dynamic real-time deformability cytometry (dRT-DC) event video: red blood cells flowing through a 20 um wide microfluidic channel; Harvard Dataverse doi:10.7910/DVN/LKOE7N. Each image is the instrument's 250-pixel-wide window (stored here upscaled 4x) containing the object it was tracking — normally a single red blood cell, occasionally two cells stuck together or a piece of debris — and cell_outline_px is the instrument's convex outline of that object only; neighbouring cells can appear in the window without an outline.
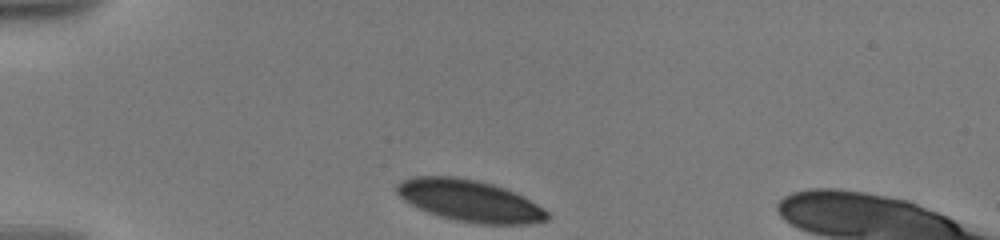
{"species": "human", "species_latin": "Homo sapiens", "temperature_condition": "warm", "stored_images_in_passage": 31, "camera_frame_rate_fps": 3000, "um_per_image_px": 0.085, "donor": {"sex": "male"}, "frame": {"image": 1, "passage_image": 1, "time_ms": 0.0, "image_size_px": [1000, 240], "cell_outline_px": [[548, 220], [532, 224], [480, 224], [456, 220], [440, 216], [428, 212], [404, 200], [396, 192], [396, 184], [412, 176], [452, 176], [476, 180], [492, 184], [504, 188], [524, 196], [544, 208], [548, 212]], "centroid_in_image_um": [39.95, 17.06], "position_along_channel_um": 45.0, "area_um2": 36.41}}
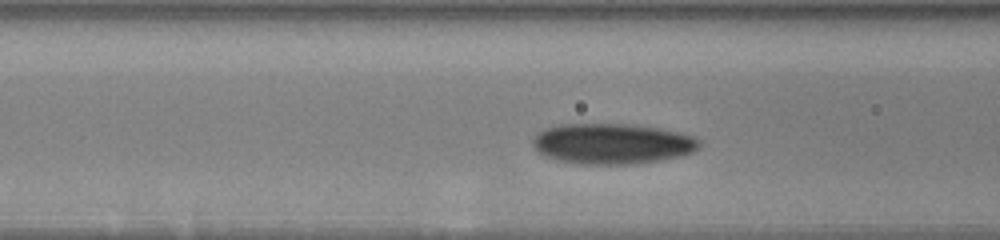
{"frame": {"image": 2, "passage_image": 14, "time_ms": 3.0, "image_size_px": [1000, 240], "cell_outline_px": [[700, 148], [684, 156], [636, 164], [576, 164], [556, 160], [540, 152], [532, 144], [532, 140], [544, 128], [560, 124], [632, 124], [660, 128], [692, 136], [700, 140]], "centroid_in_image_um": [52.07, 12.22], "position_along_channel_um": 114.5, "area_um2": 39.48}}
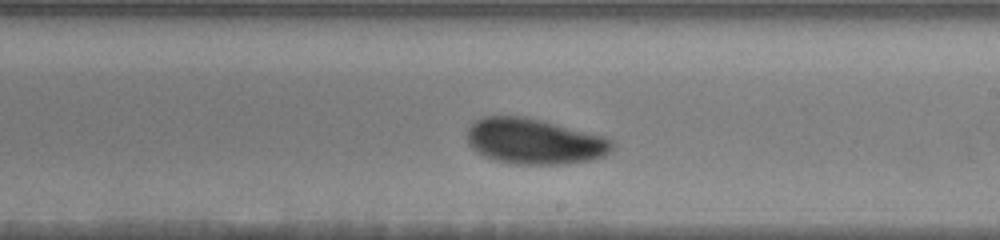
{"frame": {"image": 3, "passage_image": 30, "time_ms": 6.667, "image_size_px": [1000, 240], "cell_outline_px": [[616, 144], [604, 156], [588, 160], [564, 164], [516, 164], [496, 160], [484, 156], [472, 148], [468, 144], [468, 128], [472, 120], [480, 116], [528, 116], [604, 136], [612, 140]], "centroid_in_image_um": [45.4, 11.99], "position_along_channel_um": 243.6, "area_um2": 38.84}}